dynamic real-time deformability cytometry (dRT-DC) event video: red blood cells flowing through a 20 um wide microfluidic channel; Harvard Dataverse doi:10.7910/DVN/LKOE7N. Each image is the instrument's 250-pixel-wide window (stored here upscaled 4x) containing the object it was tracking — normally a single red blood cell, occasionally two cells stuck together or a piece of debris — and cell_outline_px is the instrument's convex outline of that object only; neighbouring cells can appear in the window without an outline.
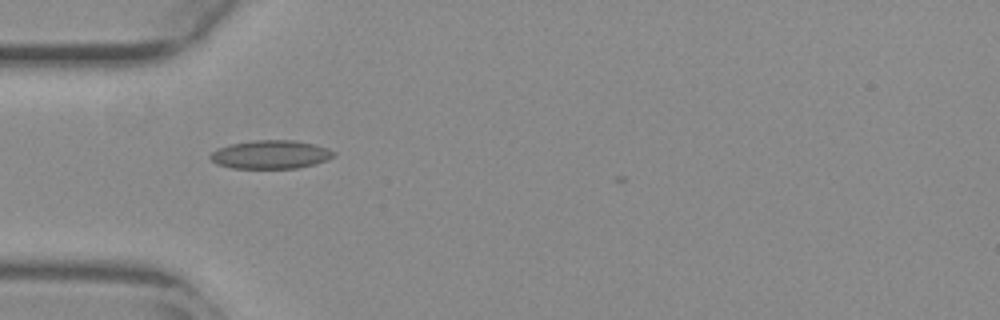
{"species": "common noctule bat (a hibernating species)", "species_latin": "Nyctalus noctula", "temperature_condition": "warm", "stored_images_in_passage": 32, "camera_frame_rate_fps": 3000, "um_per_image_px": 0.085, "animal": {"sex": "female", "body_mass_g": 29.2, "forearm_length_mm": 56.3}, "frame": {"image": 1, "passage_image": 1, "time_ms": 0.0, "image_size_px": [1000, 320], "cell_outline_px": [[336, 152], [328, 160], [296, 168], [232, 168], [216, 164], [208, 156], [216, 148], [232, 144], [252, 140], [296, 140], [328, 148]], "centroid_in_image_um": [22.97, 13.13], "position_along_channel_um": 62.0, "area_um2": 20.4}}
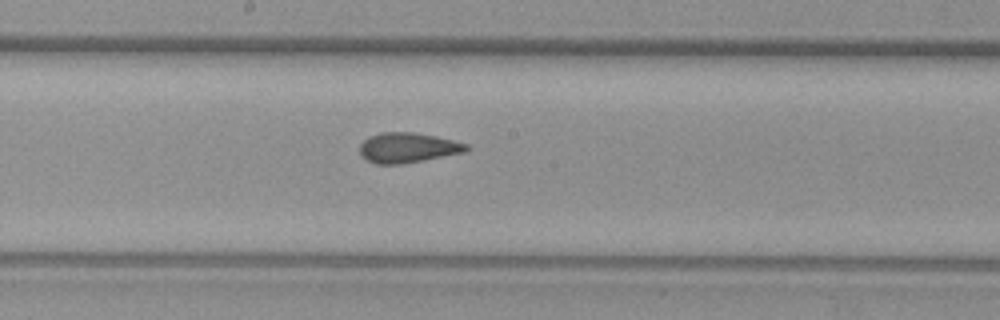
{"frame": {"image": 2, "passage_image": 13, "time_ms": 4.0, "image_size_px": [1000, 320], "cell_outline_px": [[468, 152], [424, 160], [400, 164], [376, 164], [364, 160], [360, 156], [360, 144], [368, 136], [380, 132], [412, 132], [436, 136], [468, 144]], "centroid_in_image_um": [34.63, 12.56], "position_along_channel_um": 213.6, "area_um2": 18.9}}
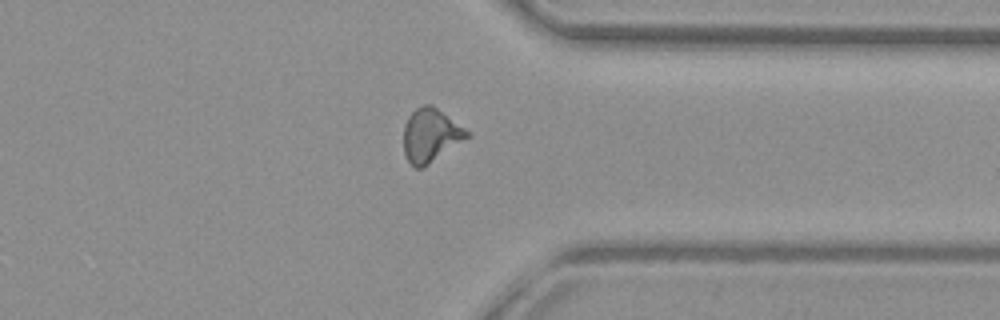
{"frame": {"image": 3, "passage_image": 26, "time_ms": 8.333, "image_size_px": [1000, 320], "cell_outline_px": [[468, 136], [424, 168], [416, 168], [408, 160], [404, 152], [404, 124], [408, 116], [416, 108], [424, 104], [432, 104], [464, 128], [468, 132]], "centroid_in_image_um": [36.55, 11.49], "position_along_channel_um": 374.8, "area_um2": 19.36}, "authors_computed_cell_mechanics": {"area_um2": 18.6983, "velocity_mm_per_s": 3.82, "shape_relaxation_time_tau1_ms": null, "shape_relaxation_time_tau2_ms": 1.0467, "deformation_change_tau1": null, "deformation_change_tau2": 0.0812}}